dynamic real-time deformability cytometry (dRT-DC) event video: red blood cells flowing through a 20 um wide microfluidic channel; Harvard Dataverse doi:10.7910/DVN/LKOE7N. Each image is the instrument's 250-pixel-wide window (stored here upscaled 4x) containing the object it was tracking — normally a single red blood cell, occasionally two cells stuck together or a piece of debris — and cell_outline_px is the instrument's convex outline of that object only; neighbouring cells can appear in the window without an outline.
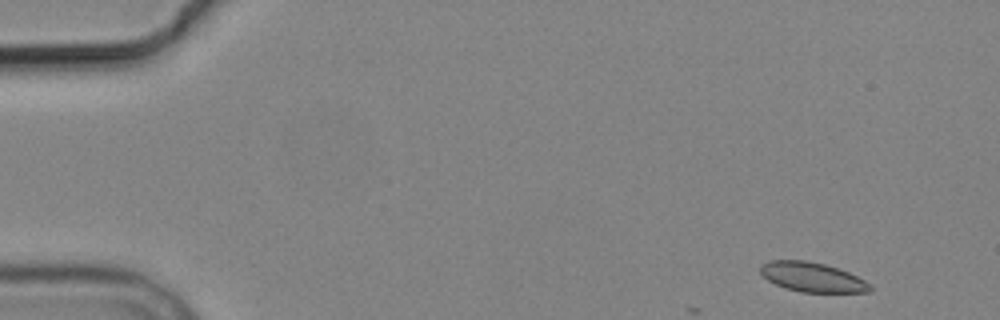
{"species": "common noctule bat (a hibernating species)", "species_latin": "Nyctalus noctula", "temperature_condition": "cold", "stored_images_in_passage": 4, "camera_frame_rate_fps": 3000, "um_per_image_px": 0.085, "animal": {"sex": "male", "body_mass_g": 19.2, "forearm_length_mm": 51.8}, "frame": {"image": 1, "passage_image": 1, "time_ms": 0.0, "image_size_px": [1000, 320], "cell_outline_px": [[872, 292], [800, 292], [784, 288], [768, 280], [760, 272], [760, 264], [768, 260], [804, 260], [824, 264], [848, 272], [872, 284]], "centroid_in_image_um": [69.03, 23.56], "position_along_channel_um": 16.0, "area_um2": 18.9}}
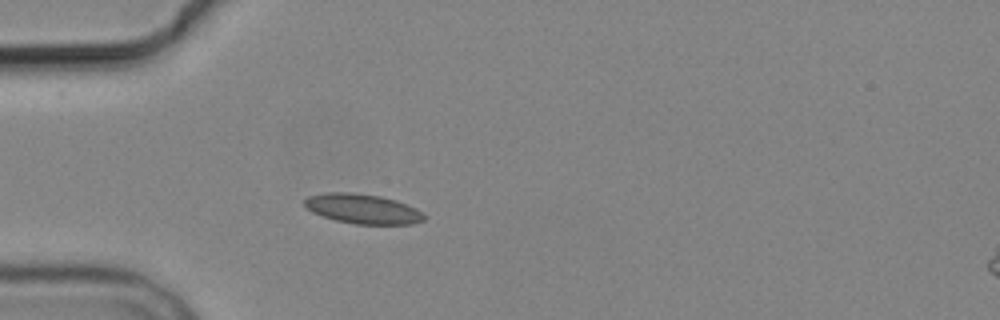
{"frame": {"image": 2, "passage_image": 4, "time_ms": 4.0, "image_size_px": [1000, 320], "cell_outline_px": [[424, 220], [412, 224], [356, 224], [336, 220], [312, 212], [304, 204], [304, 200], [308, 196], [328, 192], [348, 192], [380, 196], [396, 200], [416, 208], [424, 212]], "centroid_in_image_um": [30.85, 17.75], "position_along_channel_um": 54.1, "area_um2": 20.58}}